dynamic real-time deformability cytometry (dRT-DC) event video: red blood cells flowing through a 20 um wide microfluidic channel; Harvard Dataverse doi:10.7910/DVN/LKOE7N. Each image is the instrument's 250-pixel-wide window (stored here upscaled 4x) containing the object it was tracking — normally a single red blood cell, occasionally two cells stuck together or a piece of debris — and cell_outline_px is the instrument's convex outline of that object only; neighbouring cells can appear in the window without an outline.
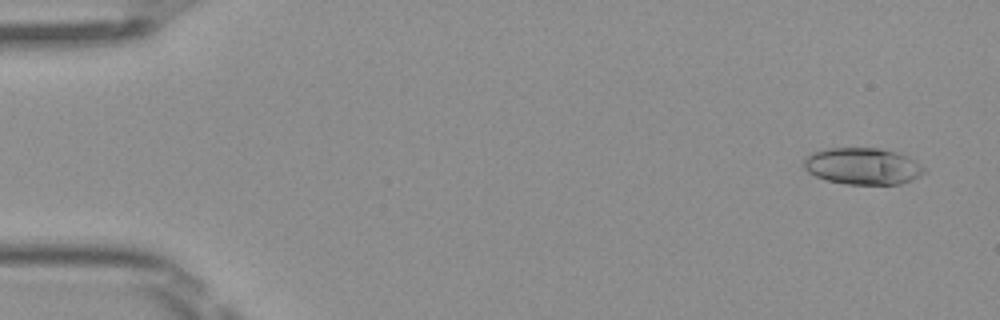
{"species": "Egyptian fruit bat (a non-hibernating species)", "species_latin": "Rousettus aegyptiacus", "temperature_condition": "room temperature", "stored_images_in_passage": 50, "camera_frame_rate_fps": 3000, "um_per_image_px": 0.085, "frame": {"image": 1, "passage_image": 3, "time_ms": 0.667, "image_size_px": [1000, 320], "cell_outline_px": [[924, 172], [920, 176], [912, 180], [900, 184], [848, 184], [828, 180], [816, 176], [808, 172], [804, 168], [804, 160], [812, 152], [828, 148], [880, 148], [896, 152], [908, 156], [920, 164], [924, 168]], "centroid_in_image_um": [73.34, 14.12], "position_along_channel_um": 11.7, "area_um2": 25.61}}
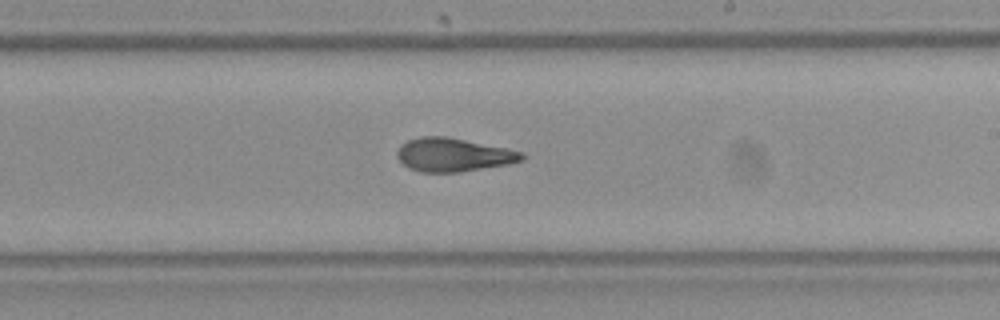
{"frame": {"image": 2, "passage_image": 30, "time_ms": 9.667, "image_size_px": [1000, 320], "cell_outline_px": [[528, 156], [524, 160], [508, 164], [460, 172], [420, 172], [408, 168], [396, 156], [396, 152], [400, 144], [408, 140], [420, 136], [444, 136], [508, 148], [524, 152]], "centroid_in_image_um": [38.55, 13.16], "position_along_channel_um": 250.4, "area_um2": 24.57}}
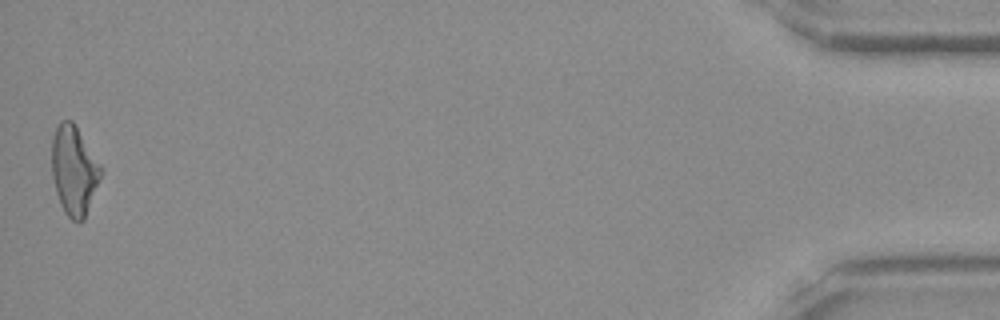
{"frame": {"image": 3, "passage_image": 50, "time_ms": 16.333, "image_size_px": [1000, 320], "cell_outline_px": [[104, 168], [84, 220], [80, 224], [72, 220], [64, 212], [60, 204], [56, 192], [52, 176], [52, 136], [60, 120], [72, 120]], "centroid_in_image_um": [6.3, 14.49], "position_along_channel_um": 428.9, "area_um2": 25.72}, "authors_computed_cell_mechanics": {"area_um2": 24.6228, "velocity_mm_per_s": 4.0595, "shape_relaxation_time_tau1_ms": 5.2938, "shape_relaxation_time_tau2_ms": 2.2772, "deformation_change_tau1": 0.1681, "deformation_change_tau2": 0.1067}}